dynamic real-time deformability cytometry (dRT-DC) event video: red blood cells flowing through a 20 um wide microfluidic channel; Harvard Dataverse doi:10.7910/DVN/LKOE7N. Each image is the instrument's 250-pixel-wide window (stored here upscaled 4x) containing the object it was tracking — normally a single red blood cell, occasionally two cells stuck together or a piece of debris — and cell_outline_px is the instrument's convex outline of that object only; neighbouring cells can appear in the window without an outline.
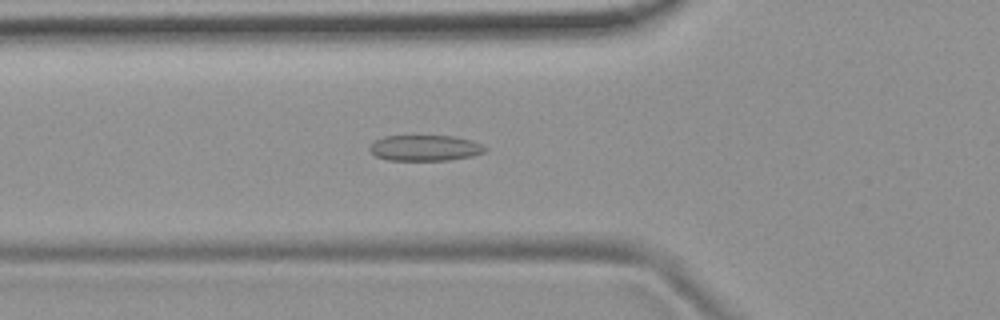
{"species": "common noctule bat (a hibernating species)", "species_latin": "Nyctalus noctula", "temperature_condition": "room temperature", "stored_images_in_passage": 53, "camera_frame_rate_fps": 3000, "um_per_image_px": 0.085, "animal": {"sex": "female", "body_mass_g": 19.9}, "frame": {"image": 1, "passage_image": 19, "time_ms": 6.0, "image_size_px": [1000, 320], "cell_outline_px": [[488, 152], [472, 156], [448, 160], [388, 160], [376, 156], [368, 148], [376, 140], [384, 136], [456, 136], [472, 140], [484, 144], [488, 148]], "centroid_in_image_um": [36.21, 12.57], "position_along_channel_um": 89.6, "area_um2": 17.51}}
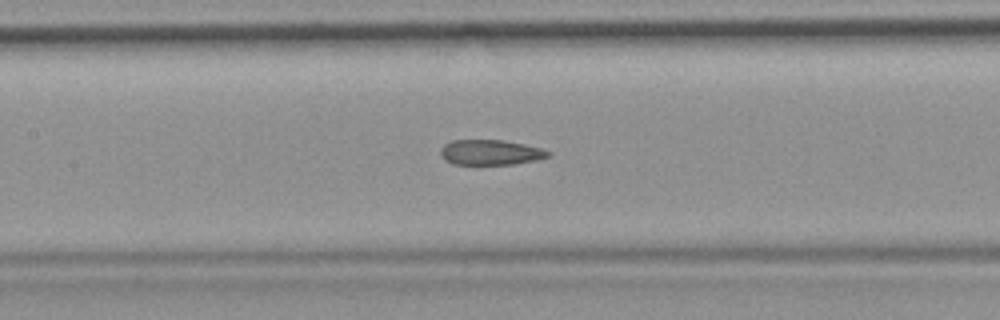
{"frame": {"image": 2, "passage_image": 25, "time_ms": 8.0, "image_size_px": [1000, 320], "cell_outline_px": [[552, 156], [536, 160], [512, 164], [452, 164], [444, 160], [440, 156], [440, 148], [444, 144], [452, 140], [504, 140], [524, 144], [540, 148], [552, 152]], "centroid_in_image_um": [41.68, 12.95], "position_along_channel_um": 165.7, "area_um2": 15.95}}
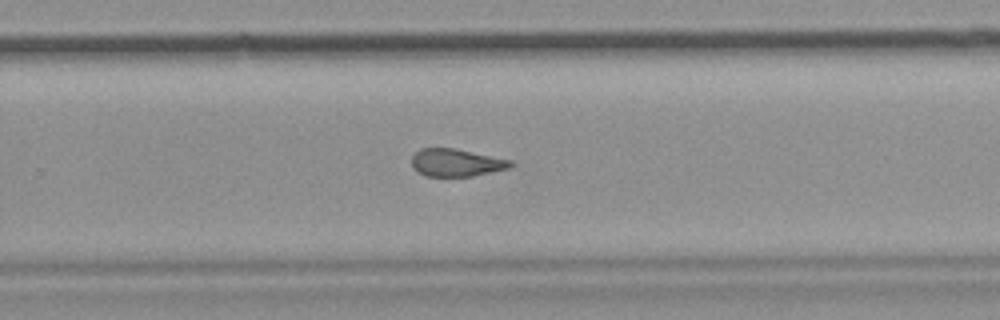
{"frame": {"image": 3, "passage_image": 35, "time_ms": 11.333, "image_size_px": [1000, 320], "cell_outline_px": [[516, 164], [508, 168], [472, 176], [424, 176], [416, 172], [412, 168], [412, 156], [420, 148], [456, 148], [512, 160]], "centroid_in_image_um": [38.77, 13.82], "position_along_channel_um": 291.0, "area_um2": 16.07}, "authors_computed_cell_mechanics": {"area_um2": 17.3978, "velocity_mm_per_s": 3.7867, "shape_relaxation_time_tau1_ms": null, "shape_relaxation_time_tau2_ms": 2.119, "deformation_change_tau1": null, "deformation_change_tau2": 0.0974}}